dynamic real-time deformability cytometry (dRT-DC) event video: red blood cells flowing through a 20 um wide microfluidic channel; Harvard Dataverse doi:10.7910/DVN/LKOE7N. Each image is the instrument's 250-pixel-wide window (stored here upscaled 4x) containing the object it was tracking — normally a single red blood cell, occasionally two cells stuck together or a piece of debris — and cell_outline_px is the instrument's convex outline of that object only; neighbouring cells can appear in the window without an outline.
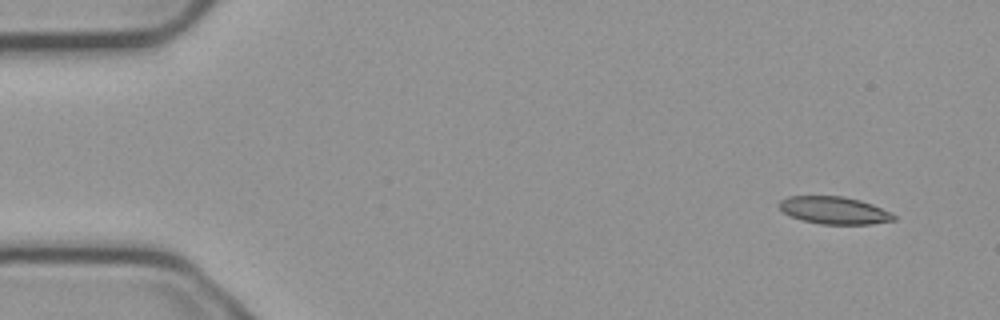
{"species": "common noctule bat (a hibernating species)", "species_latin": "Nyctalus noctula", "temperature_condition": "cold", "stored_images_in_passage": 52, "camera_frame_rate_fps": 3000, "um_per_image_px": 0.085, "animal": {"sex": "male", "body_mass_g": 23.1, "forearm_length_mm": 52.7}, "frame": {"image": 1, "passage_image": 1, "time_ms": 0.0, "image_size_px": [1000, 320], "cell_outline_px": [[896, 220], [872, 224], [820, 224], [804, 220], [792, 216], [784, 212], [780, 208], [780, 200], [788, 196], [840, 196], [860, 200], [872, 204], [892, 212], [896, 216]], "centroid_in_image_um": [70.96, 17.88], "position_along_channel_um": 14.0, "area_um2": 18.21}}
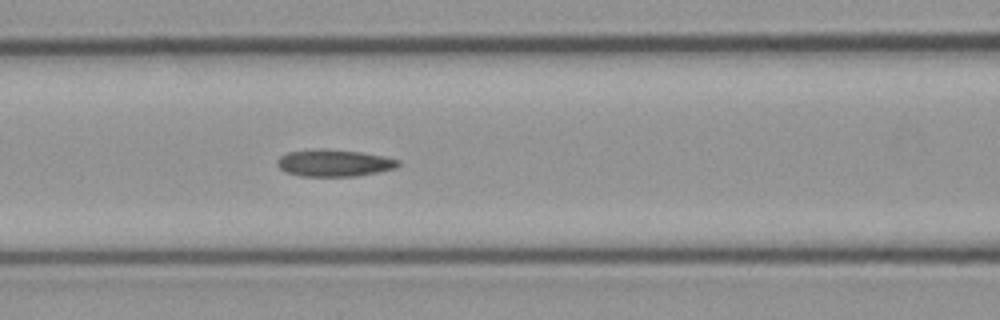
{"frame": {"image": 2, "passage_image": 20, "time_ms": 6.333, "image_size_px": [1000, 320], "cell_outline_px": [[400, 164], [396, 168], [356, 176], [300, 176], [284, 172], [276, 164], [276, 160], [280, 156], [288, 152], [360, 152], [400, 160]], "centroid_in_image_um": [28.4, 13.92], "position_along_channel_um": 138.2, "area_um2": 17.92}}
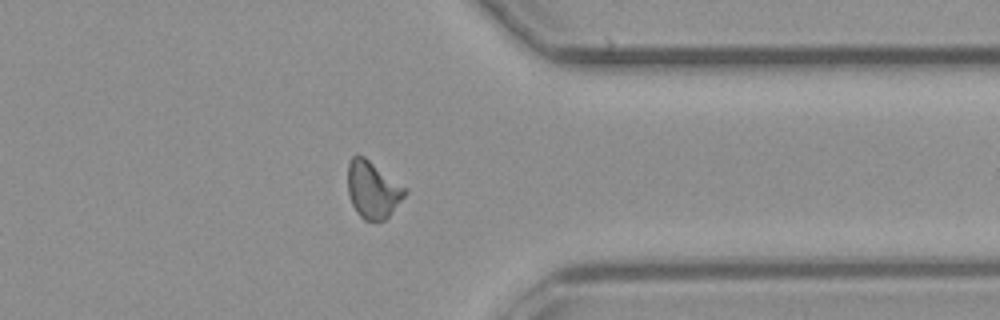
{"frame": {"image": 3, "passage_image": 40, "time_ms": 13.0, "image_size_px": [1000, 320], "cell_outline_px": [[408, 192], [388, 216], [384, 220], [364, 220], [356, 212], [352, 204], [348, 192], [348, 164], [352, 156], [356, 152], [364, 156], [408, 188]], "centroid_in_image_um": [31.69, 16.08], "position_along_channel_um": 379.7, "area_um2": 19.13}, "authors_computed_cell_mechanics": {"area_um2": 18.6983, "velocity_mm_per_s": 3.7561, "shape_relaxation_time_tau1_ms": null, "shape_relaxation_time_tau2_ms": 5.8103, "deformation_change_tau1": null, "deformation_change_tau2": 0.1362}}